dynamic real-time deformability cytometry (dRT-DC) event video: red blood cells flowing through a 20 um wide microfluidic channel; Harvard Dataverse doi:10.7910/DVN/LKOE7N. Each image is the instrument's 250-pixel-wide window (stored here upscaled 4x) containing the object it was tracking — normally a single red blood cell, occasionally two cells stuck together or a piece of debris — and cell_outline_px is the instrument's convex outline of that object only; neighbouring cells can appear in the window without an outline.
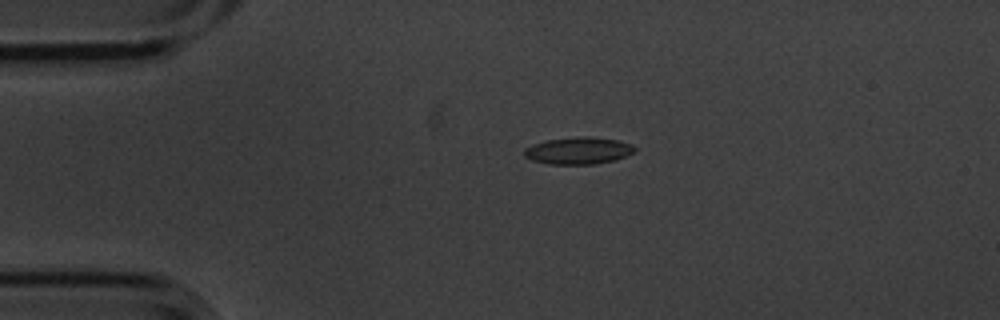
{"species": "common noctule bat (a hibernating species)", "species_latin": "Nyctalus noctula", "temperature_condition": "cold", "stored_images_in_passage": 2, "camera_frame_rate_fps": 3000, "um_per_image_px": 0.085, "animal": {"sex": "male", "body_mass_g": 20.1, "forearm_length_mm": 53.5}, "frame": {"image": 1, "passage_image": 1, "time_ms": 0.0, "image_size_px": [1000, 320], "cell_outline_px": [[636, 152], [616, 160], [596, 164], [548, 164], [532, 160], [524, 156], [524, 148], [532, 144], [548, 140], [584, 136], [588, 136], [616, 140], [632, 144], [636, 148]], "centroid_in_image_um": [49.18, 12.81], "position_along_channel_um": 35.8, "area_um2": 17.46}}